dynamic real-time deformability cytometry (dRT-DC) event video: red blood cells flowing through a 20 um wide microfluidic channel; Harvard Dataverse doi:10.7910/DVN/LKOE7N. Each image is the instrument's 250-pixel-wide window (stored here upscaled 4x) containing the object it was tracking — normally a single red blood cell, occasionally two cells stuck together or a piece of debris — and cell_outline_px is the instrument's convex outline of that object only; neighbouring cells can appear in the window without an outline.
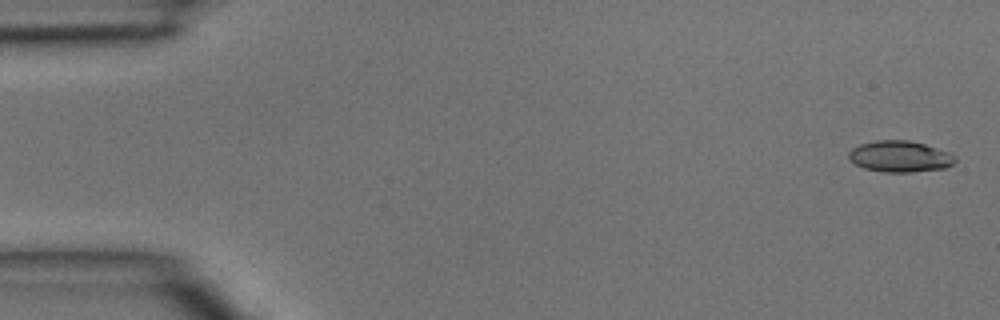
{"species": "common noctule bat (a hibernating species)", "species_latin": "Nyctalus noctula", "temperature_condition": "room temperature", "stored_images_in_passage": 4, "camera_frame_rate_fps": 3000, "um_per_image_px": 0.085, "animal": {"sex": "male", "body_mass_g": 15.6}, "frame": {"image": 1, "passage_image": 4, "time_ms": 1.0, "image_size_px": [1000, 320], "cell_outline_px": [[956, 160], [952, 164], [944, 168], [912, 172], [884, 172], [864, 168], [856, 164], [848, 156], [848, 152], [852, 148], [860, 144], [876, 140], [908, 140], [924, 144], [952, 152], [956, 156]], "centroid_in_image_um": [76.52, 13.29], "position_along_channel_um": 8.5, "area_um2": 19.42}}